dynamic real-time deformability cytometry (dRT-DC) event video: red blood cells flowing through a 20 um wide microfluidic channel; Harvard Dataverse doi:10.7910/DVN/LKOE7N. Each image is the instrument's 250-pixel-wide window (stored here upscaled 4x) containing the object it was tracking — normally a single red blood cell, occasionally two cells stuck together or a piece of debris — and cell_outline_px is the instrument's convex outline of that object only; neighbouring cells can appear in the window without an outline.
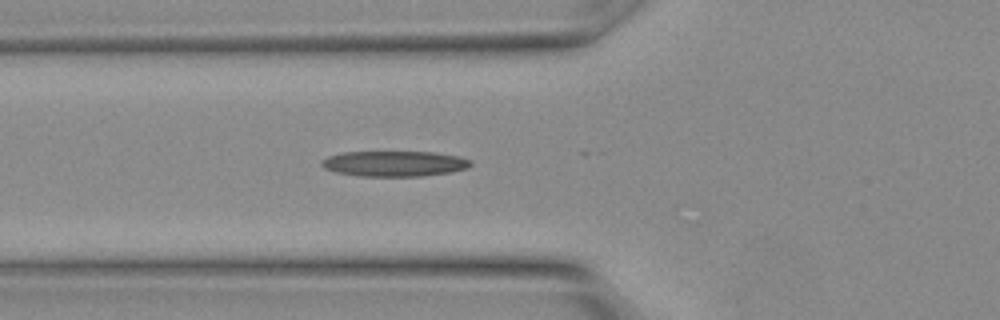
{"species": "Egyptian fruit bat (a non-hibernating species)", "species_latin": "Rousettus aegyptiacus", "temperature_condition": "warm", "stored_images_in_passage": 7, "camera_frame_rate_fps": 3000, "um_per_image_px": 0.085, "animal": {"sex": "female"}, "frame": {"image": 1, "passage_image": 5, "time_ms": 1.333, "image_size_px": [1000, 320], "cell_outline_px": [[472, 164], [468, 168], [452, 172], [424, 176], [360, 176], [336, 172], [324, 168], [320, 164], [320, 160], [328, 156], [344, 152], [432, 152], [460, 156], [472, 160]], "centroid_in_image_um": [33.54, 13.91], "position_along_channel_um": 92.3, "area_um2": 22.31}}
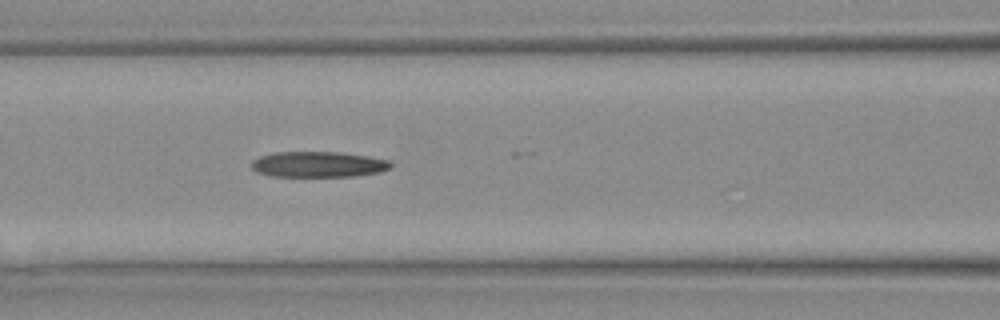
{"frame": {"image": 2, "passage_image": 7, "time_ms": 2.0, "image_size_px": [1000, 320], "cell_outline_px": [[392, 168], [380, 172], [352, 176], [268, 176], [256, 172], [252, 168], [252, 160], [260, 156], [276, 152], [340, 152], [368, 156], [388, 160], [392, 164]], "centroid_in_image_um": [27.05, 13.97], "position_along_channel_um": 139.6, "area_um2": 20.87}}